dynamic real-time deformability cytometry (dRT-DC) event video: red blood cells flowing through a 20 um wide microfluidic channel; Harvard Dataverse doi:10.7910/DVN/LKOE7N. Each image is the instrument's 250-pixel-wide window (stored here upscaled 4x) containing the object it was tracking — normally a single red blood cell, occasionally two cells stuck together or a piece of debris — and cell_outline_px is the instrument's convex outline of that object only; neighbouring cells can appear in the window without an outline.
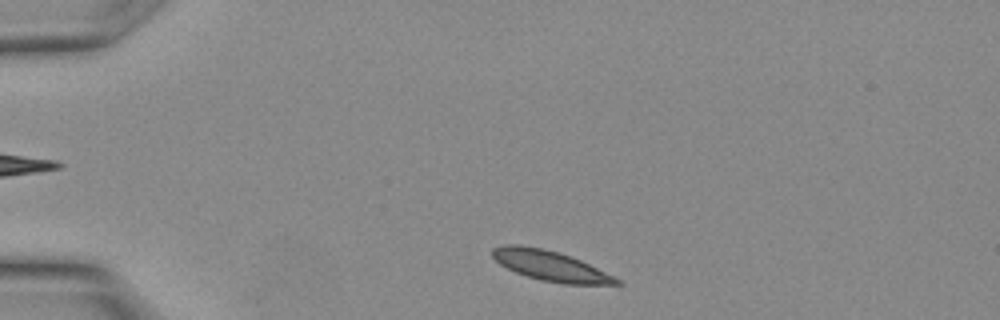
{"species": "Egyptian fruit bat (a non-hibernating species)", "species_latin": "Rousettus aegyptiacus", "temperature_condition": "warm", "stored_images_in_passage": 25, "camera_frame_rate_fps": 3000, "um_per_image_px": 0.085, "animal": {"sex": "female"}, "frame": {"image": 1, "passage_image": 2, "time_ms": 0.333, "image_size_px": [1000, 320], "cell_outline_px": [[624, 284], [564, 284], [540, 280], [516, 272], [500, 264], [492, 256], [492, 248], [504, 244], [520, 244], [544, 248], [580, 260], [620, 280]], "centroid_in_image_um": [46.72, 22.58], "position_along_channel_um": 38.3, "area_um2": 21.44}}
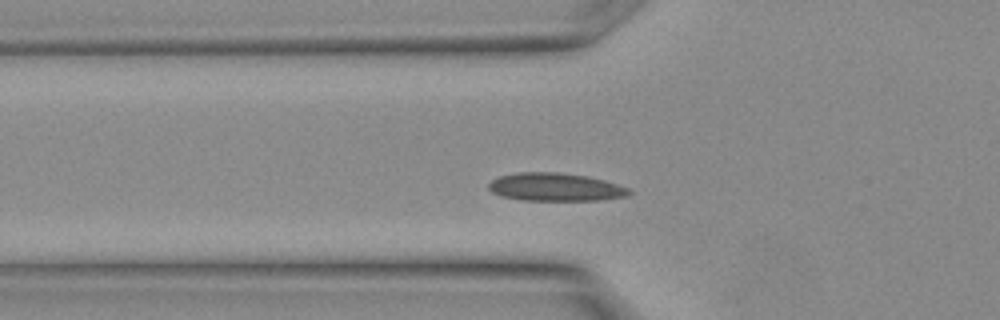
{"frame": {"image": 2, "passage_image": 6, "time_ms": 1.667, "image_size_px": [1000, 320], "cell_outline_px": [[632, 192], [628, 196], [600, 200], [524, 200], [500, 196], [492, 192], [488, 188], [488, 184], [492, 180], [500, 176], [516, 172], [560, 172], [588, 176], [604, 180], [628, 188]], "centroid_in_image_um": [47.2, 15.89], "position_along_channel_um": 78.6, "area_um2": 23.0}}
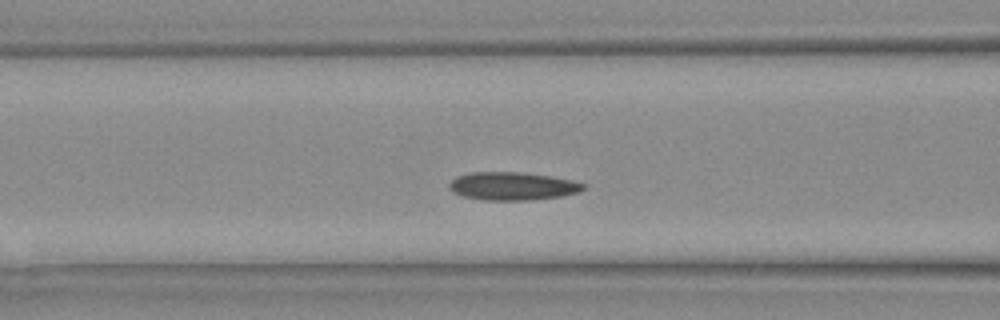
{"frame": {"image": 3, "passage_image": 8, "time_ms": 2.333, "image_size_px": [1000, 320], "cell_outline_px": [[584, 188], [580, 192], [560, 196], [528, 200], [484, 200], [464, 196], [452, 192], [448, 188], [448, 184], [456, 176], [472, 172], [524, 172], [552, 176], [572, 180], [584, 184]], "centroid_in_image_um": [43.54, 15.81], "position_along_channel_um": 123.1, "area_um2": 21.96}}